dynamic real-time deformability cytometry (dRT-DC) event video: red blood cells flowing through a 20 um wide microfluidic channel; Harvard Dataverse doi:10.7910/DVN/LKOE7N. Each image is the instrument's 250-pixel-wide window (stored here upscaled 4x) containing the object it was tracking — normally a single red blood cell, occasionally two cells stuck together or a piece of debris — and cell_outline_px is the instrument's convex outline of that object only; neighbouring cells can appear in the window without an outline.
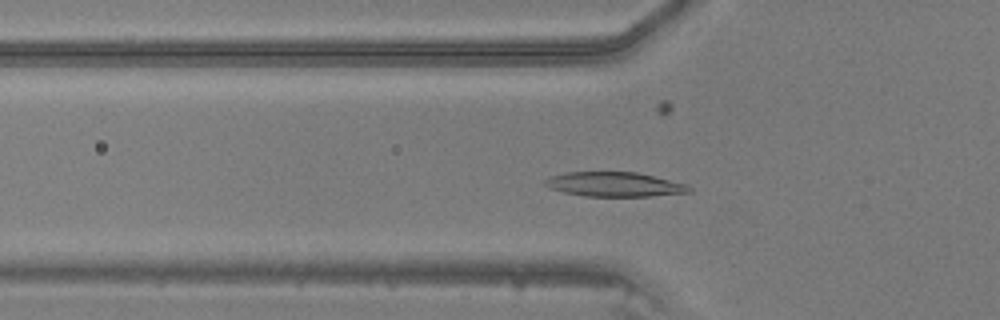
{"species": "common noctule bat (a hibernating species)", "species_latin": "Nyctalus noctula", "temperature_condition": "warm", "stored_images_in_passage": 46, "camera_frame_rate_fps": 3000, "um_per_image_px": 0.085, "animal": {"sex": "male", "body_mass_g": 20.5, "forearm_length_mm": 52.5}, "frame": {"image": 1, "passage_image": 14, "time_ms": 4.333, "image_size_px": [1000, 320], "cell_outline_px": [[692, 192], [652, 196], [584, 196], [564, 192], [552, 188], [544, 184], [544, 180], [552, 176], [564, 172], [636, 172], [688, 184], [692, 188]], "centroid_in_image_um": [52.27, 15.67], "position_along_channel_um": 73.5, "area_um2": 20.52}}
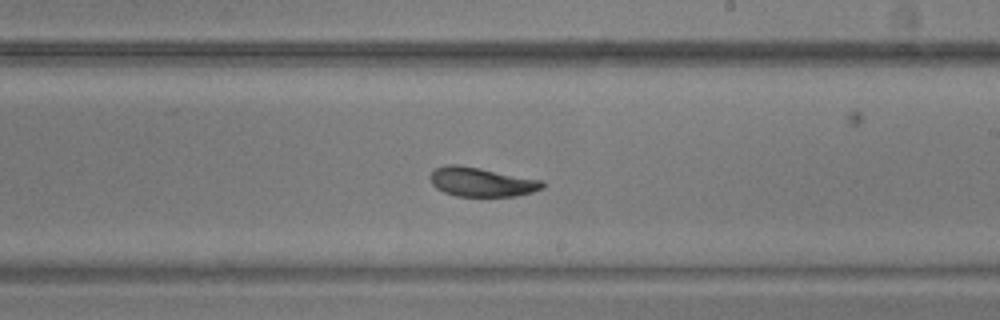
{"frame": {"image": 2, "passage_image": 26, "time_ms": 8.333, "image_size_px": [1000, 320], "cell_outline_px": [[544, 188], [532, 192], [516, 196], [456, 196], [444, 192], [436, 188], [432, 184], [428, 176], [436, 168], [448, 164], [456, 164], [480, 168], [544, 180]], "centroid_in_image_um": [40.93, 15.46], "position_along_channel_um": 248.1, "area_um2": 19.19}}
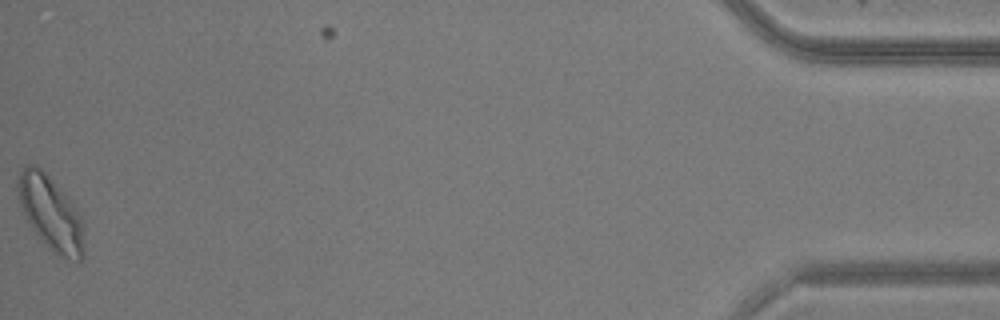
{"frame": {"image": 3, "passage_image": 45, "time_ms": 14.667, "image_size_px": [1000, 320], "cell_outline_px": [[84, 256], [80, 260], [68, 260], [52, 252], [48, 248], [24, 216], [20, 204], [16, 184], [20, 172], [28, 164], [32, 164], [40, 168], [68, 196], [76, 208], [80, 216], [84, 228]], "centroid_in_image_um": [4.33, 18.14], "position_along_channel_um": 430.9, "area_um2": 28.5}}